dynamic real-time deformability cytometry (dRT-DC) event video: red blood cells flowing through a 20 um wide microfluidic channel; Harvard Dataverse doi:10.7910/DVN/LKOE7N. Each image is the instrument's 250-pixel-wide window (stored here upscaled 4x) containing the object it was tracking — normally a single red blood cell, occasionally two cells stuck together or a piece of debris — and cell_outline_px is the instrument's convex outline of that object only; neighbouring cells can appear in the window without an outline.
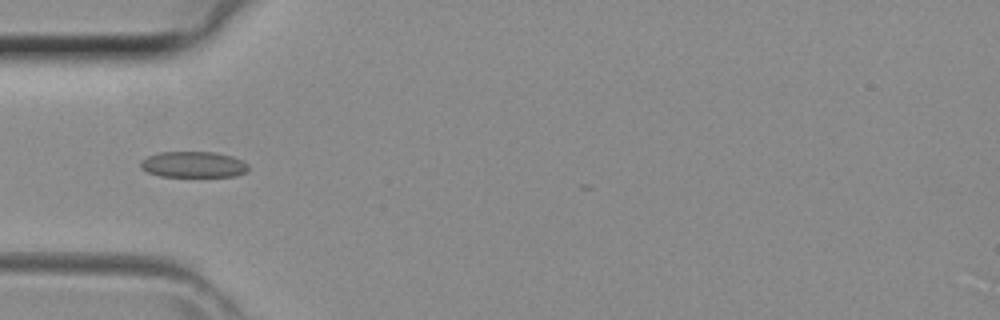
{"species": "common noctule bat (a hibernating species)", "species_latin": "Nyctalus noctula", "temperature_condition": "room temperature", "stored_images_in_passage": 26, "camera_frame_rate_fps": 3000, "um_per_image_px": 0.085, "animal": {"sex": "female", "body_mass_g": 29.2, "forearm_length_mm": 56.3}, "frame": {"image": 1, "passage_image": 13, "time_ms": 4.0, "image_size_px": [1000, 320], "cell_outline_px": [[248, 168], [244, 172], [236, 176], [160, 176], [148, 172], [140, 168], [140, 160], [148, 156], [160, 152], [216, 152], [232, 156], [248, 164]], "centroid_in_image_um": [16.4, 13.98], "position_along_channel_um": 68.6, "area_um2": 16.24}}
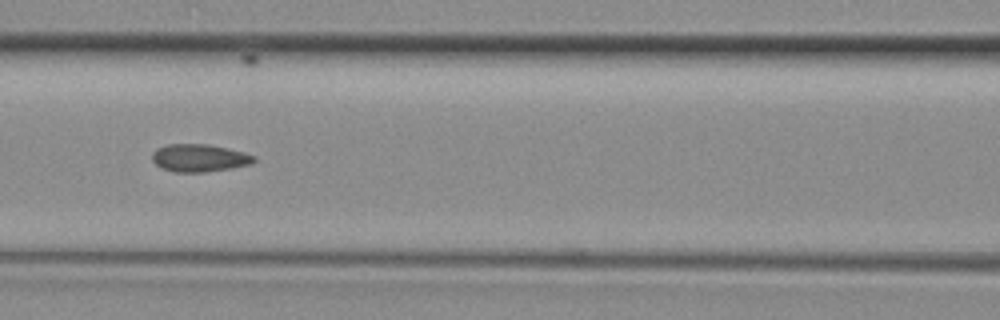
{"frame": {"image": 2, "passage_image": 18, "time_ms": 5.667, "image_size_px": [1000, 320], "cell_outline_px": [[256, 160], [252, 164], [232, 168], [204, 172], [176, 172], [164, 168], [156, 164], [152, 160], [152, 152], [156, 148], [168, 144], [208, 144], [244, 152], [256, 156]], "centroid_in_image_um": [16.96, 13.42], "position_along_channel_um": 149.6, "area_um2": 16.42}}
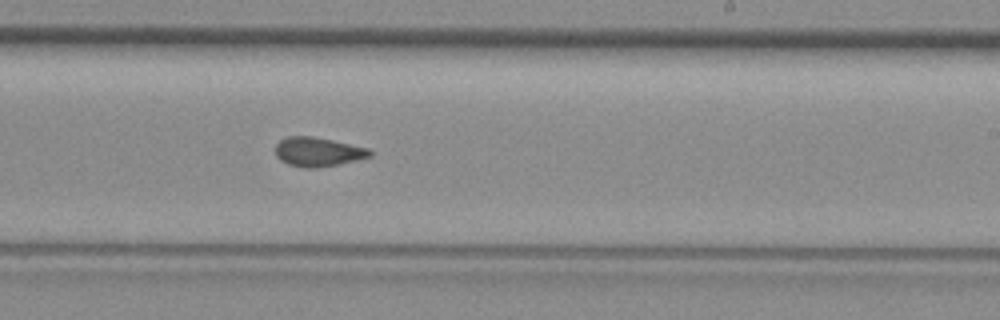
{"frame": {"image": 3, "passage_image": 25, "time_ms": 8.0, "image_size_px": [1000, 320], "cell_outline_px": [[372, 156], [336, 164], [316, 168], [304, 168], [288, 164], [280, 160], [276, 156], [276, 144], [280, 140], [288, 136], [312, 136], [332, 140], [368, 148], [372, 152]], "centroid_in_image_um": [26.99, 12.9], "position_along_channel_um": 262.0, "area_um2": 15.9}}